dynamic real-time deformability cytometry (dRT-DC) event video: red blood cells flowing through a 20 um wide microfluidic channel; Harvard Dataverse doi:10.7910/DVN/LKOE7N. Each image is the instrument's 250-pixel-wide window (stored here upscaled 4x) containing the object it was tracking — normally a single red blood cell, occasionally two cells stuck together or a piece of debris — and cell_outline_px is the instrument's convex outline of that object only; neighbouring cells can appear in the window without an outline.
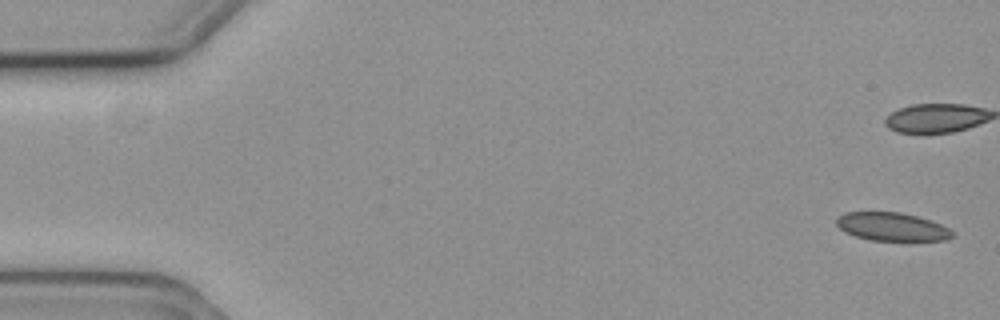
{"species": "common noctule bat (a hibernating species)", "species_latin": "Nyctalus noctula", "temperature_condition": "cold", "stored_images_in_passage": 15, "camera_frame_rate_fps": 3000, "um_per_image_px": 0.085, "animal": {"sex": "female", "body_mass_g": 19.3, "forearm_length_mm": 54.1}, "frame": {"image": 1, "passage_image": 1, "time_ms": 0.0, "image_size_px": [1000, 320], "cell_outline_px": [[952, 236], [948, 240], [912, 244], [904, 244], [868, 240], [844, 232], [836, 224], [836, 216], [844, 212], [900, 212], [932, 220], [948, 228], [952, 232]], "centroid_in_image_um": [75.86, 19.34], "position_along_channel_um": 9.1, "area_um2": 20.35}}
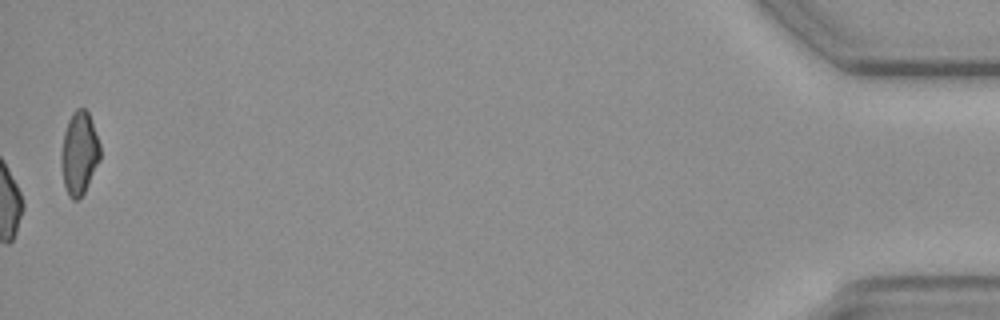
{"frame": {"image": 2, "passage_image": 15, "time_ms": 4.667, "image_size_px": [1000, 320], "cell_outline_px": [[100, 160], [84, 192], [76, 200], [72, 200], [68, 196], [64, 184], [60, 164], [60, 152], [64, 132], [68, 120], [72, 112], [76, 108], [84, 108], [88, 112], [100, 144]], "centroid_in_image_um": [6.71, 13.01], "position_along_channel_um": 428.5, "area_um2": 18.9}}